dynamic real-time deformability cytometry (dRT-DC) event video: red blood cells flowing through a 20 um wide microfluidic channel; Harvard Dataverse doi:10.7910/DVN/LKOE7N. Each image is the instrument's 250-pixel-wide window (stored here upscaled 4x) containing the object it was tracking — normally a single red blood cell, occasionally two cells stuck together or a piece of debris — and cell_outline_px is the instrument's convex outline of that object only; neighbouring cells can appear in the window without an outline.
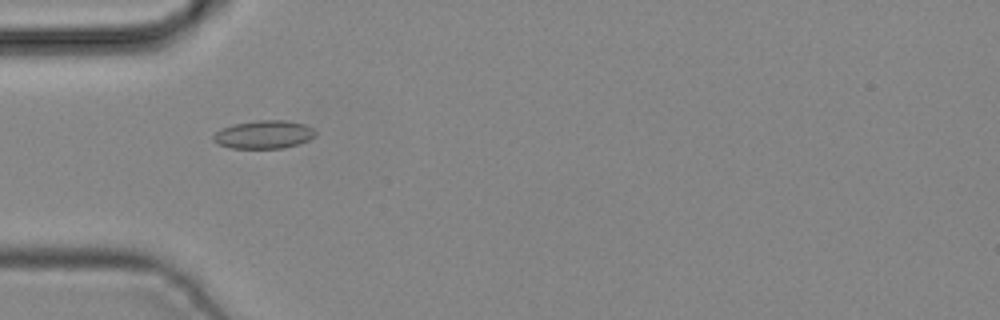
{"species": "common noctule bat (a hibernating species)", "species_latin": "Nyctalus noctula", "temperature_condition": "cold", "stored_images_in_passage": 2, "camera_frame_rate_fps": 3000, "um_per_image_px": 0.085, "animal": {"sex": "male", "body_mass_g": 19.2, "forearm_length_mm": 51.8}, "frame": {"image": 1, "passage_image": 1, "time_ms": 0.0, "image_size_px": [1000, 320], "cell_outline_px": [[316, 136], [308, 140], [284, 148], [232, 148], [216, 144], [212, 140], [212, 136], [220, 128], [232, 124], [256, 120], [288, 120], [304, 124], [312, 128], [316, 132]], "centroid_in_image_um": [22.39, 11.42], "position_along_channel_um": 62.6, "area_um2": 16.94}}
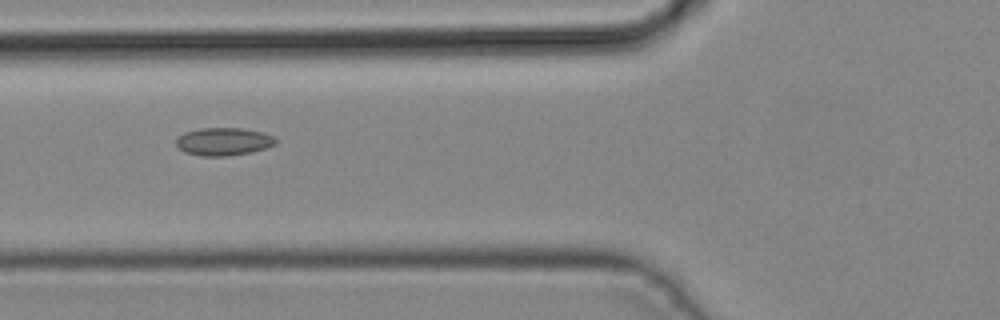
{"frame": {"image": 2, "passage_image": 2, "time_ms": 0.333, "image_size_px": [1000, 320], "cell_outline_px": [[280, 140], [276, 144], [252, 152], [228, 156], [200, 156], [184, 152], [176, 144], [176, 140], [184, 132], [200, 128], [240, 128], [260, 132], [272, 136]], "centroid_in_image_um": [19.01, 12.04], "position_along_channel_um": 106.8, "area_um2": 16.13}}